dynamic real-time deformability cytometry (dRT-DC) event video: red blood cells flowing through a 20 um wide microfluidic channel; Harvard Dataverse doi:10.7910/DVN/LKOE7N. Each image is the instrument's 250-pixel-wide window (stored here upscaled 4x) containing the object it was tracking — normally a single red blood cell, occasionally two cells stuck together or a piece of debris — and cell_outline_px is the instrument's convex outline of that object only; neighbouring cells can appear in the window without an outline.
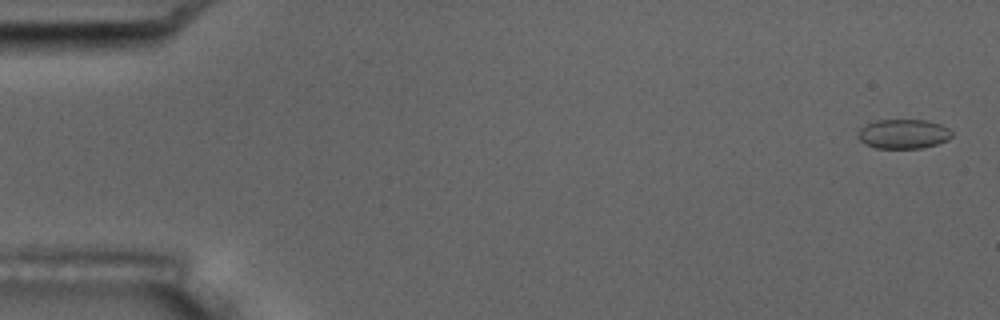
{"species": "common noctule bat (a hibernating species)", "species_latin": "Nyctalus noctula", "temperature_condition": "room temperature", "stored_images_in_passage": 5, "camera_frame_rate_fps": 3000, "um_per_image_px": 0.085, "animal": {"sex": "male", "body_mass_g": 17.5, "forearm_length_mm": 52.3}, "frame": {"image": 1, "passage_image": 1, "time_ms": 0.0, "image_size_px": [1000, 320], "cell_outline_px": [[952, 136], [948, 140], [936, 144], [920, 148], [876, 148], [864, 144], [860, 140], [860, 128], [876, 120], [928, 120], [940, 124], [948, 128], [952, 132]], "centroid_in_image_um": [76.82, 11.38], "position_along_channel_um": 8.2, "area_um2": 15.95}}
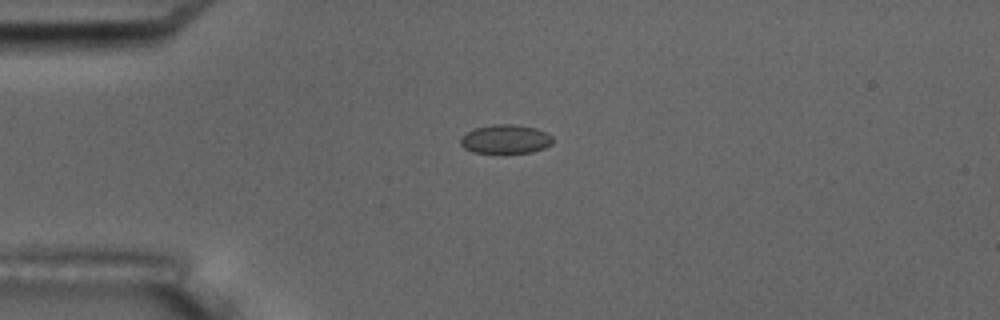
{"frame": {"image": 2, "passage_image": 4, "time_ms": 4.333, "image_size_px": [1000, 320], "cell_outline_px": [[552, 144], [544, 148], [532, 152], [472, 152], [464, 148], [460, 144], [460, 136], [476, 128], [492, 124], [512, 124], [536, 128], [548, 132], [552, 136]], "centroid_in_image_um": [42.98, 11.81], "position_along_channel_um": 42.0, "area_um2": 15.49}}